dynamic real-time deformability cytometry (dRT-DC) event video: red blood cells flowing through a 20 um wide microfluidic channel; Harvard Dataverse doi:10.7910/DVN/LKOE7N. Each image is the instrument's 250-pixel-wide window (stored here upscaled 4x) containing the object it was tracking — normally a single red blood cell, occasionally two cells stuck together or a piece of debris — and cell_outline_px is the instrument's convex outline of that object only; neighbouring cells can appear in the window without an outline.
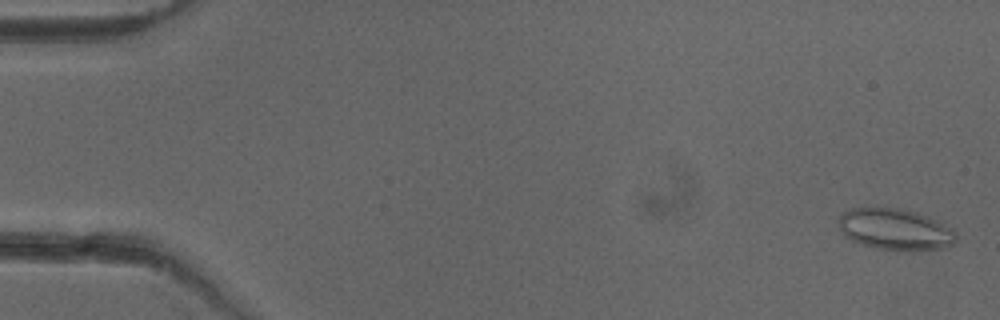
{"species": "common noctule bat (a hibernating species)", "species_latin": "Nyctalus noctula", "temperature_condition": "cold", "stored_images_in_passage": 52, "camera_frame_rate_fps": 3000, "um_per_image_px": 0.085, "animal": {"sex": "female"}, "frame": {"image": 1, "passage_image": 2, "time_ms": 0.333, "image_size_px": [1000, 320], "cell_outline_px": [[956, 240], [952, 244], [944, 248], [876, 248], [852, 240], [844, 236], [840, 232], [836, 220], [848, 208], [900, 208], [916, 212], [940, 220], [956, 232]], "centroid_in_image_um": [76.05, 19.44], "position_along_channel_um": 8.9, "area_um2": 27.86}}
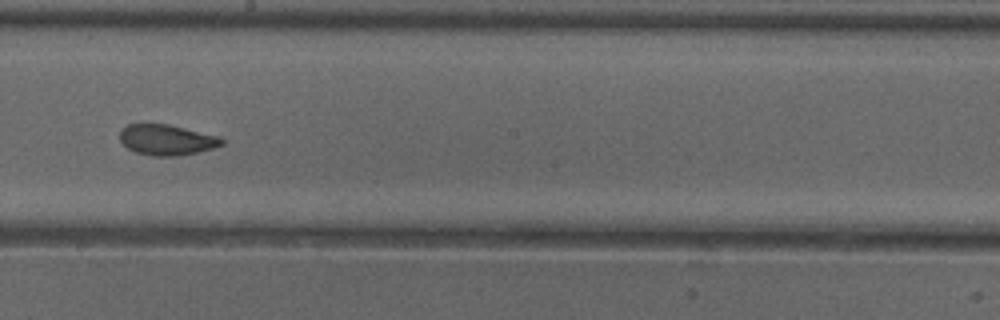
{"frame": {"image": 2, "passage_image": 30, "time_ms": 9.667, "image_size_px": [1000, 320], "cell_outline_px": [[224, 144], [212, 148], [180, 156], [152, 156], [136, 152], [128, 148], [120, 140], [120, 128], [128, 124], [168, 124], [220, 136], [224, 140]], "centroid_in_image_um": [14.17, 11.88], "position_along_channel_um": 234.0, "area_um2": 18.21}}
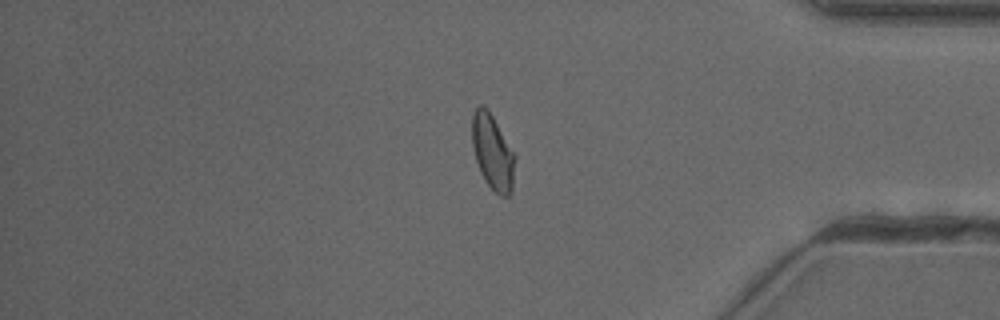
{"frame": {"image": 3, "passage_image": 44, "time_ms": 14.333, "image_size_px": [1000, 320], "cell_outline_px": [[516, 156], [512, 192], [508, 196], [500, 196], [488, 184], [480, 172], [472, 148], [472, 116], [476, 108], [480, 104], [484, 104], [488, 108]], "centroid_in_image_um": [41.87, 12.91], "position_along_channel_um": 393.3, "area_um2": 18.9}, "authors_computed_cell_mechanics": {"area_um2": 19.1607, "velocity_mm_per_s": 3.9627, "shape_relaxation_time_tau1_ms": null, "shape_relaxation_time_tau2_ms": 1.2233, "deformation_change_tau1": null, "deformation_change_tau2": 0.0764}}